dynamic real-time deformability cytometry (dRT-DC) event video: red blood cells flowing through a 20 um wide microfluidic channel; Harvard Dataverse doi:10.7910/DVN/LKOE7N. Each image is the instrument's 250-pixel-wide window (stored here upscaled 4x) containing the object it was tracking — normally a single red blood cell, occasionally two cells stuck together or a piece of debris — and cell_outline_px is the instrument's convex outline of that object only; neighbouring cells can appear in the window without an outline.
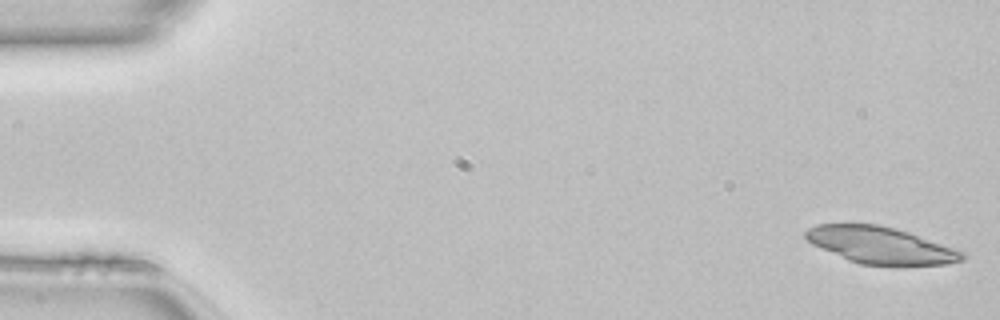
{"species": "common noctule bat (a hibernating species)", "species_latin": "Nyctalus noctula", "temperature_condition": "room temperature", "stored_images_in_passage": 37, "camera_frame_rate_fps": 3000, "um_per_image_px": 0.085, "animal": {"sex": "female", "body_mass_g": 22.7, "forearm_length_mm": 54.2}, "frame": {"image": 1, "passage_image": 1, "time_ms": 0.0, "image_size_px": [1000, 320], "cell_outline_px": [[964, 260], [948, 264], [900, 268], [860, 264], [848, 260], [812, 244], [804, 236], [804, 232], [808, 228], [816, 224], [876, 224], [896, 228], [964, 252]], "centroid_in_image_um": [74.87, 20.89], "position_along_channel_um": 10.1, "area_um2": 34.16}}